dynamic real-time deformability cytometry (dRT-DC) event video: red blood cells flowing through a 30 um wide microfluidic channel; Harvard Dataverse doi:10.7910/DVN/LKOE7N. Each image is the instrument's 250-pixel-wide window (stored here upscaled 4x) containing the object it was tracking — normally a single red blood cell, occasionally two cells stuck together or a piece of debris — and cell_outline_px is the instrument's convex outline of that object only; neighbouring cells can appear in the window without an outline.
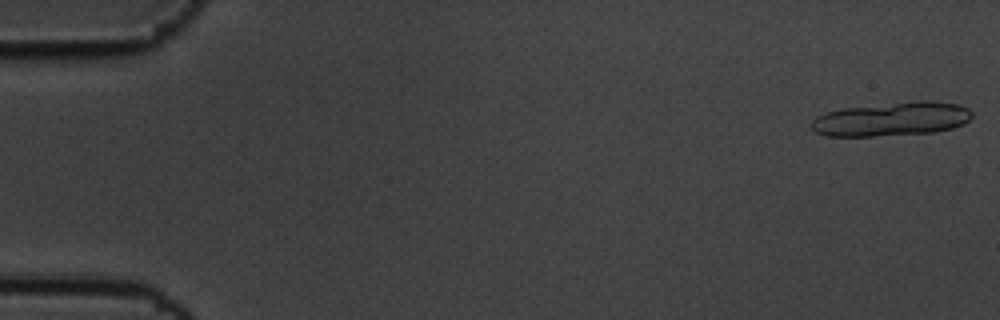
{"species": "common noctule bat (a hibernating species)", "species_latin": "Nyctalus noctula", "temperature_condition": "cold", "stored_images_in_passage": 3, "camera_frame_rate_fps": 3000, "um_per_image_px": 0.085, "animal": {"sex": "male", "body_mass_g": 19.5, "forearm_length_mm": 54.6}, "frame": {"image": 1, "passage_image": 1, "time_ms": 0.0, "image_size_px": [1000, 320], "cell_outline_px": [[972, 116], [964, 124], [952, 128], [932, 132], [872, 136], [828, 136], [816, 132], [812, 128], [812, 120], [816, 116], [828, 112], [844, 108], [916, 100], [928, 100], [960, 104], [968, 108], [972, 112]], "centroid_in_image_um": [75.83, 10.11], "position_along_channel_um": 9.2, "area_um2": 31.67}}